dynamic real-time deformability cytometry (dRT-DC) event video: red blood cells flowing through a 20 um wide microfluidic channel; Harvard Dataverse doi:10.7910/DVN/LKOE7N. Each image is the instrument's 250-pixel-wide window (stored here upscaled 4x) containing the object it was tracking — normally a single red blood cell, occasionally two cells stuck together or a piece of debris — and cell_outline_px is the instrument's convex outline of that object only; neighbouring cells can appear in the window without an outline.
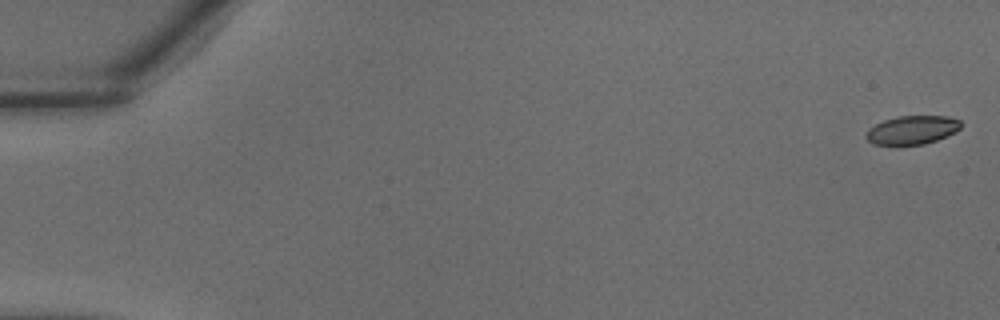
{"species": "common noctule bat (a hibernating species)", "species_latin": "Nyctalus noctula", "temperature_condition": "warm", "stored_images_in_passage": 39, "segment_of_instrument_passage": [1, 2], "camera_frame_rate_fps": 3000, "um_per_image_px": 0.085, "animal": {"sex": "male", "body_mass_g": 18.8}, "frame": {"image": 1, "passage_image": 1, "time_ms": 0.0, "image_size_px": [1000, 320], "cell_outline_px": [[960, 128], [956, 132], [948, 136], [924, 144], [872, 144], [864, 136], [868, 128], [884, 120], [896, 116], [948, 116], [960, 120]], "centroid_in_image_um": [77.53, 11.04], "position_along_channel_um": 7.5, "area_um2": 15.78}}
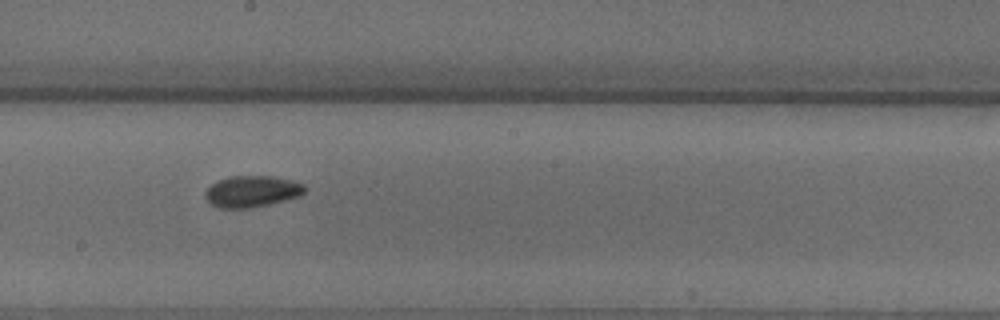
{"frame": {"image": 2, "passage_image": 22, "time_ms": 7.0, "image_size_px": [1000, 320], "cell_outline_px": [[304, 192], [300, 196], [252, 208], [216, 208], [204, 196], [204, 192], [212, 184], [228, 176], [272, 176], [292, 180], [304, 184]], "centroid_in_image_um": [21.4, 16.27], "position_along_channel_um": 226.8, "area_um2": 18.15}}
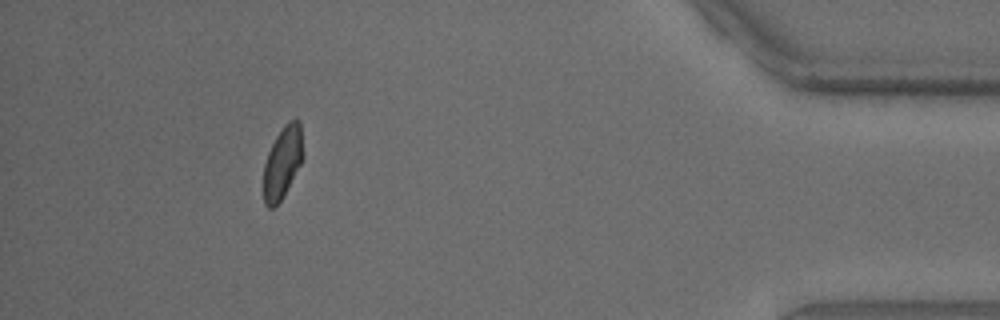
{"frame": {"image": 3, "passage_image": 35, "time_ms": 11.333, "image_size_px": [1000, 320], "cell_outline_px": [[304, 156], [300, 164], [280, 200], [272, 208], [268, 208], [264, 204], [264, 164], [268, 152], [276, 136], [284, 124], [288, 120], [300, 120]], "centroid_in_image_um": [24.02, 13.75], "position_along_channel_um": 411.2, "area_um2": 16.36}}